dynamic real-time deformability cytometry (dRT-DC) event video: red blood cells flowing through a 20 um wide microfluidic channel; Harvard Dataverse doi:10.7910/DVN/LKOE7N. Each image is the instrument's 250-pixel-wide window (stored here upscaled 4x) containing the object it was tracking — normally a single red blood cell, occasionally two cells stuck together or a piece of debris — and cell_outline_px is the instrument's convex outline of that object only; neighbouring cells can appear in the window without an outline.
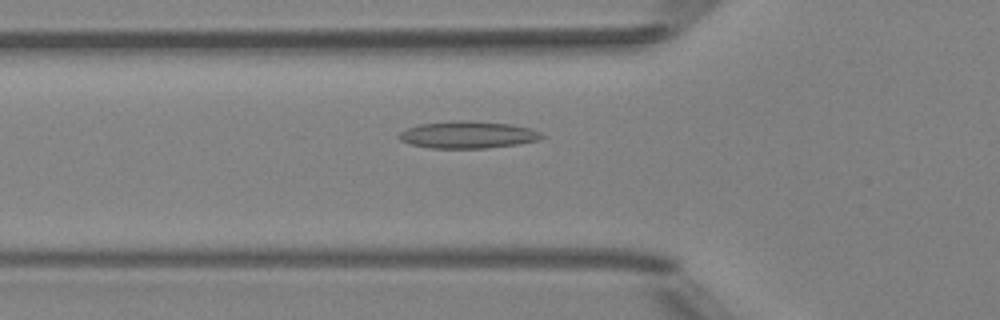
{"species": "Egyptian fruit bat (a non-hibernating species)", "species_latin": "Rousettus aegyptiacus", "temperature_condition": "room temperature", "stored_images_in_passage": 42, "camera_frame_rate_fps": 3000, "um_per_image_px": 0.085, "animal": {"sex": "female"}, "frame": {"image": 1, "passage_image": 9, "time_ms": 2.667, "image_size_px": [1000, 320], "cell_outline_px": [[544, 136], [540, 140], [516, 144], [488, 148], [428, 148], [412, 144], [400, 140], [396, 136], [400, 132], [408, 128], [420, 124], [456, 120], [460, 120], [512, 124], [532, 128], [540, 132]], "centroid_in_image_um": [39.78, 11.45], "position_along_channel_um": 86.0, "area_um2": 22.54}}
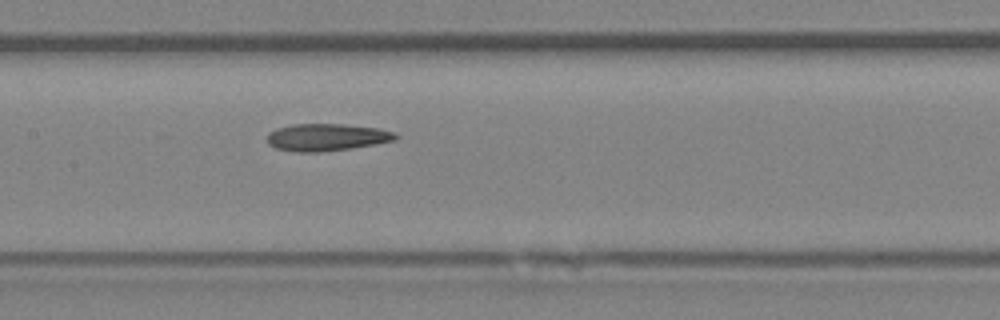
{"frame": {"image": 2, "passage_image": 16, "time_ms": 5.0, "image_size_px": [1000, 320], "cell_outline_px": [[400, 136], [396, 140], [376, 144], [352, 148], [320, 152], [296, 152], [276, 148], [268, 144], [268, 132], [276, 128], [292, 124], [344, 124], [380, 128], [396, 132]], "centroid_in_image_um": [27.81, 11.66], "position_along_channel_um": 179.6, "area_um2": 20.63}}
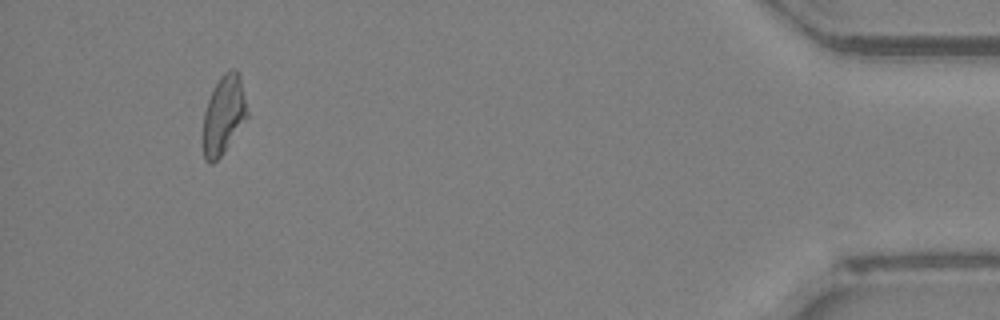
{"frame": {"image": 3, "passage_image": 39, "time_ms": 12.667, "image_size_px": [1000, 320], "cell_outline_px": [[248, 116], [224, 152], [212, 164], [208, 164], [204, 160], [204, 112], [212, 88], [220, 76], [228, 68], [236, 68], [240, 76], [248, 112]], "centroid_in_image_um": [19.01, 9.73], "position_along_channel_um": 416.2, "area_um2": 20.23}, "authors_computed_cell_mechanics": {"area_um2": 20.3745, "velocity_mm_per_s": 4.0117, "shape_relaxation_time_tau1_ms": null, "shape_relaxation_time_tau2_ms": 2.5121, "deformation_change_tau1": null, "deformation_change_tau2": 0.1033}}